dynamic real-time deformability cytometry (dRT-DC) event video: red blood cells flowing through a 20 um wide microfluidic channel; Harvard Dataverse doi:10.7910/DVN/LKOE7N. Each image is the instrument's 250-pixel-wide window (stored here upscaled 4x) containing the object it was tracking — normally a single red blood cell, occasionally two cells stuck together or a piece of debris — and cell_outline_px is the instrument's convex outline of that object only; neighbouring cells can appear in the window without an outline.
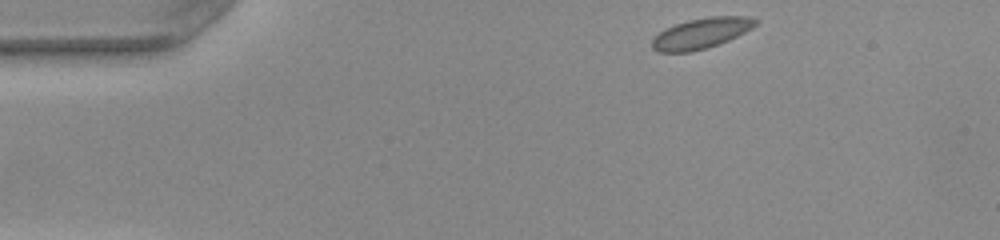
{"species": "common noctule bat (a hibernating species)", "species_latin": "Nyctalus noctula", "temperature_condition": "warm", "stored_images_in_passage": 44, "camera_frame_rate_fps": 3000, "um_per_image_px": 0.085, "animal": {"sex": "female", "body_mass_g": 22.0, "forearm_length_mm": 56.7}, "frame": {"image": 1, "passage_image": 1, "time_ms": 0.0, "image_size_px": [1000, 240], "cell_outline_px": [[760, 20], [752, 28], [728, 40], [692, 52], [656, 52], [652, 48], [652, 40], [664, 28], [688, 20], [708, 16], [748, 16]], "centroid_in_image_um": [59.6, 2.82], "position_along_channel_um": 25.4, "area_um2": 18.32}}
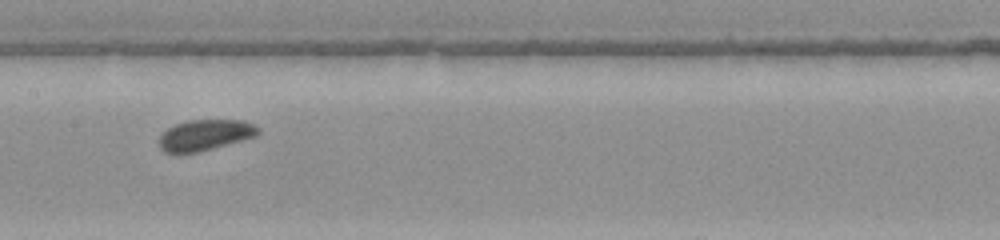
{"frame": {"image": 2, "passage_image": 19, "time_ms": 6.0, "image_size_px": [1000, 240], "cell_outline_px": [[260, 132], [256, 136], [200, 152], [164, 152], [160, 148], [160, 136], [168, 128], [176, 124], [188, 120], [244, 120], [256, 124], [260, 128]], "centroid_in_image_um": [17.49, 11.46], "position_along_channel_um": 189.9, "area_um2": 17.74}}
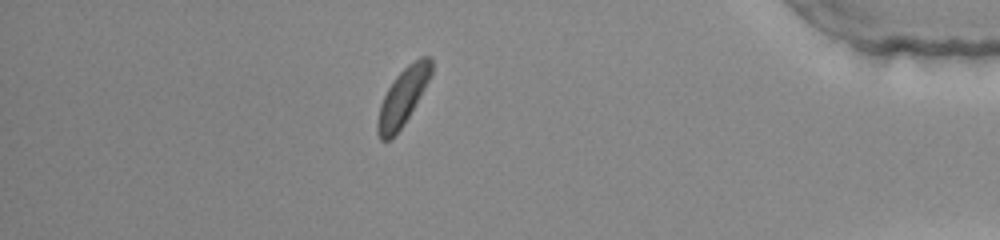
{"frame": {"image": 3, "passage_image": 38, "time_ms": 12.333, "image_size_px": [1000, 240], "cell_outline_px": [[432, 72], [420, 96], [404, 124], [388, 140], [380, 140], [376, 132], [376, 124], [380, 104], [388, 88], [396, 76], [408, 64], [420, 56], [432, 56]], "centroid_in_image_um": [34.23, 8.21], "position_along_channel_um": 401.0, "area_um2": 17.57}, "authors_computed_cell_mechanics": {"area_um2": 17.8024, "velocity_mm_per_s": 3.9668, "shape_relaxation_time_tau1_ms": 2.2174, "shape_relaxation_time_tau2_ms": null, "deformation_change_tau1": 0.0348, "deformation_change_tau2": null}}